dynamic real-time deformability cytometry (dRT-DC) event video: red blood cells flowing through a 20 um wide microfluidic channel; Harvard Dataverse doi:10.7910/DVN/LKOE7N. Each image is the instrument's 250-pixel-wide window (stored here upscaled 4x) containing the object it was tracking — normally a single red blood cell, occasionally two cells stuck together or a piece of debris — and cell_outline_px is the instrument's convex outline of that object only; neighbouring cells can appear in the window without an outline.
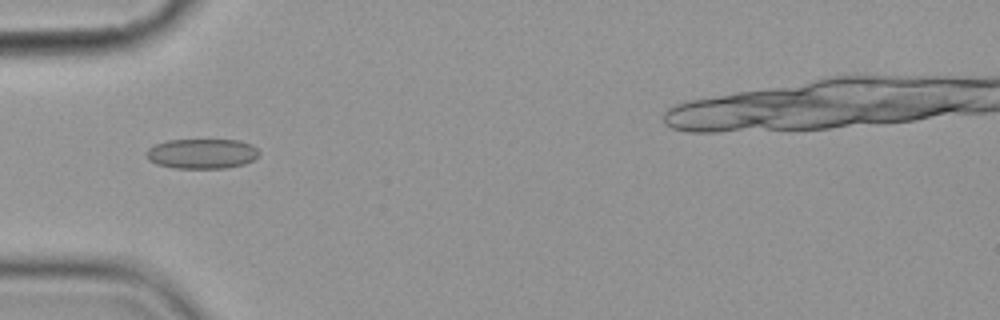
{"species": "common noctule bat (a hibernating species)", "species_latin": "Nyctalus noctula", "temperature_condition": "cold", "stored_images_in_passage": 10, "camera_frame_rate_fps": 3000, "um_per_image_px": 0.085, "animal": {"sex": "female", "body_mass_g": 19.9}, "frame": {"image": 1, "passage_image": 6, "time_ms": 5.667, "image_size_px": [1000, 320], "cell_outline_px": [[260, 156], [244, 164], [224, 168], [172, 168], [156, 164], [148, 160], [144, 152], [148, 148], [156, 144], [168, 140], [240, 140], [252, 144], [260, 152]], "centroid_in_image_um": [17.15, 13.06], "position_along_channel_um": 67.8, "area_um2": 19.88}}
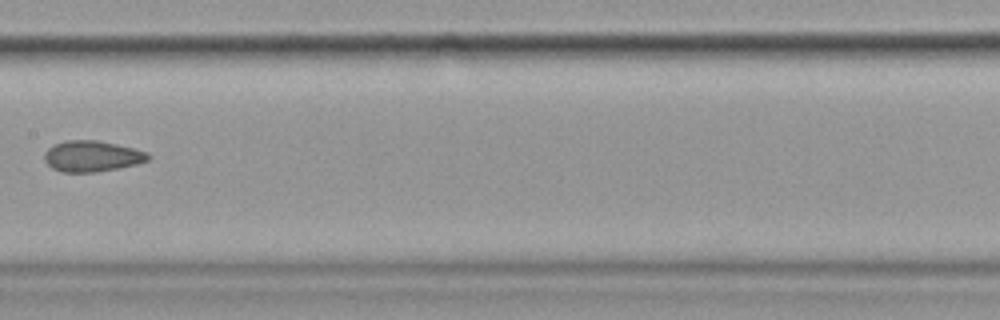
{"frame": {"image": 2, "passage_image": 9, "time_ms": 9.333, "image_size_px": [1000, 320], "cell_outline_px": [[152, 156], [148, 160], [136, 164], [96, 172], [64, 172], [52, 168], [44, 160], [44, 152], [52, 144], [68, 140], [96, 140], [116, 144], [148, 152]], "centroid_in_image_um": [7.8, 13.27], "position_along_channel_um": 199.6, "area_um2": 18.67}}
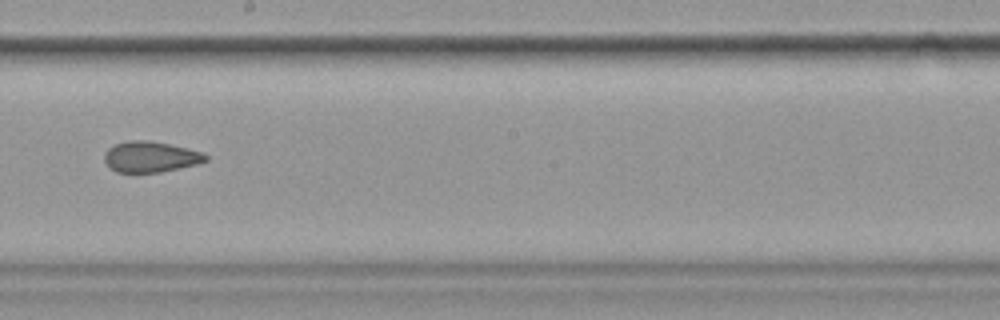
{"frame": {"image": 3, "passage_image": 10, "time_ms": 10.333, "image_size_px": [1000, 320], "cell_outline_px": [[208, 160], [196, 164], [180, 168], [160, 172], [116, 172], [104, 160], [104, 152], [108, 148], [116, 144], [128, 140], [148, 140], [188, 148], [204, 152], [208, 156]], "centroid_in_image_um": [12.81, 13.32], "position_along_channel_um": 235.4, "area_um2": 18.15}}